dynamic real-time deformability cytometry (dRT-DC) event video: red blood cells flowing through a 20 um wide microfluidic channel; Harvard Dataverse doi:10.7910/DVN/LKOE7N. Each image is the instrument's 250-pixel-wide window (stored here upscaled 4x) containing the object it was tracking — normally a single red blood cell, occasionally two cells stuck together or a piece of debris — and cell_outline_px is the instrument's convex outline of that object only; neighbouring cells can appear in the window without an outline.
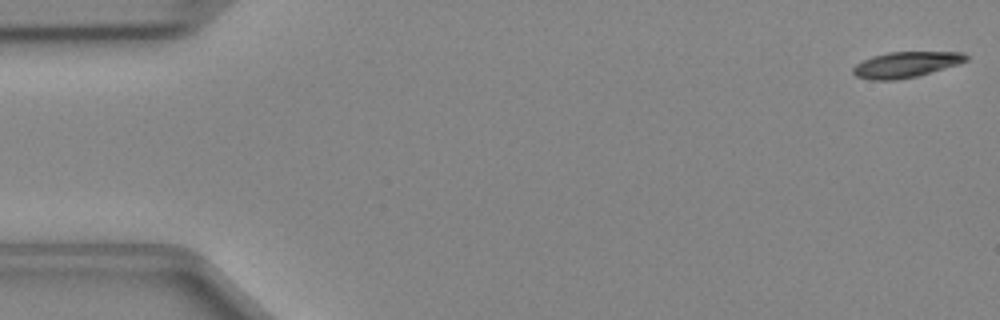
{"species": "Egyptian fruit bat (a non-hibernating species)", "species_latin": "Rousettus aegyptiacus", "temperature_condition": "cold", "stored_images_in_passage": 13, "camera_frame_rate_fps": 3000, "um_per_image_px": 0.085, "animal": {"sex": "female"}, "frame": {"image": 1, "passage_image": 1, "time_ms": 0.0, "image_size_px": [1000, 320], "cell_outline_px": [[968, 60], [956, 64], [916, 76], [896, 80], [872, 80], [856, 76], [852, 72], [852, 68], [856, 64], [872, 56], [888, 52], [964, 52], [968, 56]], "centroid_in_image_um": [76.96, 5.48], "position_along_channel_um": 8.0, "area_um2": 16.7}}
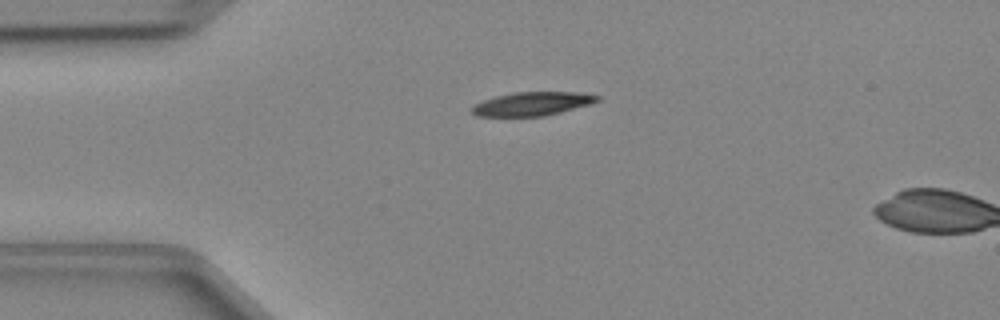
{"frame": {"image": 2, "passage_image": 11, "time_ms": 3.333, "image_size_px": [1000, 320], "cell_outline_px": [[600, 100], [588, 104], [560, 112], [544, 116], [476, 116], [472, 112], [472, 108], [476, 104], [484, 100], [496, 96], [512, 92], [576, 92], [600, 96]], "centroid_in_image_um": [45.23, 8.82], "position_along_channel_um": 39.8, "area_um2": 16.99}}